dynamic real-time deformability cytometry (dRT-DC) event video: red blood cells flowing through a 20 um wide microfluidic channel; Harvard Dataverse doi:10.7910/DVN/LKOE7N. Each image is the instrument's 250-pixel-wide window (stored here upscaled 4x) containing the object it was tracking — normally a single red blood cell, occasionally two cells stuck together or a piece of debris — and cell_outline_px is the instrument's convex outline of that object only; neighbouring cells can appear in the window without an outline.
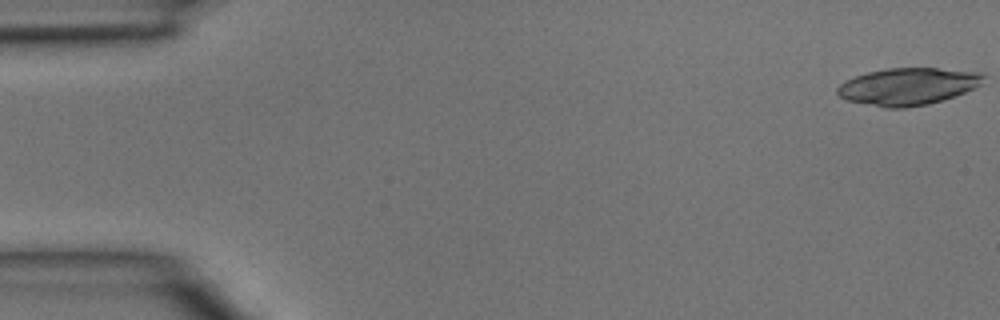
{"species": "common noctule bat (a hibernating species)", "species_latin": "Nyctalus noctula", "temperature_condition": "room temperature", "stored_images_in_passage": 44, "camera_frame_rate_fps": 3000, "um_per_image_px": 0.085, "animal": {"sex": "male", "body_mass_g": 15.6}, "frame": {"image": 1, "passage_image": 1, "time_ms": 0.0, "image_size_px": [1000, 320], "cell_outline_px": [[984, 84], [976, 88], [928, 104], [904, 108], [884, 108], [848, 100], [840, 96], [836, 92], [836, 88], [840, 84], [856, 76], [868, 72], [888, 68], [936, 68], [980, 72], [984, 76]], "centroid_in_image_um": [77.19, 7.34], "position_along_channel_um": 7.8, "area_um2": 31.44}}